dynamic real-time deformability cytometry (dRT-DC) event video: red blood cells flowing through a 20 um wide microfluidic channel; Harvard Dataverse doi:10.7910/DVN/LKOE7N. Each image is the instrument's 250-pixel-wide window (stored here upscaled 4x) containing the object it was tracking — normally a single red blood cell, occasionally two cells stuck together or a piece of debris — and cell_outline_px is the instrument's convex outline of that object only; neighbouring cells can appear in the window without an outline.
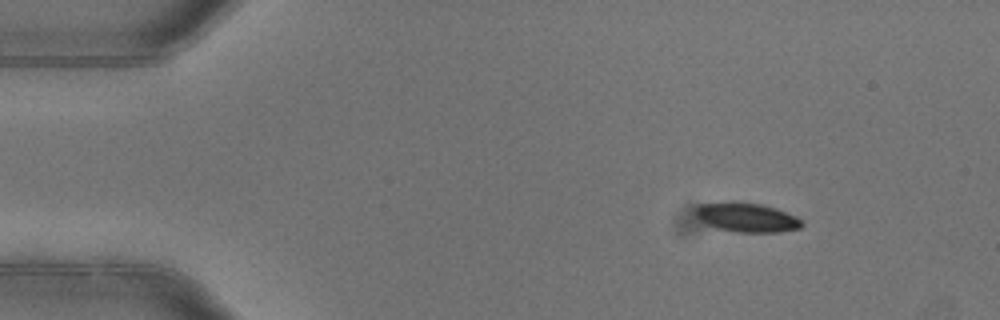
{"species": "common noctule bat (a hibernating species)", "species_latin": "Nyctalus noctula", "temperature_condition": "warm", "stored_images_in_passage": 3, "camera_frame_rate_fps": 3000, "um_per_image_px": 0.085, "animal": {"sex": "female"}, "frame": {"image": 1, "passage_image": 1, "time_ms": 0.0, "image_size_px": [1000, 320], "cell_outline_px": [[804, 224], [800, 228], [780, 232], [736, 232], [716, 228], [700, 220], [696, 212], [696, 208], [700, 204], [732, 200], [760, 204], [776, 208], [796, 216], [804, 220]], "centroid_in_image_um": [63.51, 18.47], "position_along_channel_um": 21.5, "area_um2": 18.32}}